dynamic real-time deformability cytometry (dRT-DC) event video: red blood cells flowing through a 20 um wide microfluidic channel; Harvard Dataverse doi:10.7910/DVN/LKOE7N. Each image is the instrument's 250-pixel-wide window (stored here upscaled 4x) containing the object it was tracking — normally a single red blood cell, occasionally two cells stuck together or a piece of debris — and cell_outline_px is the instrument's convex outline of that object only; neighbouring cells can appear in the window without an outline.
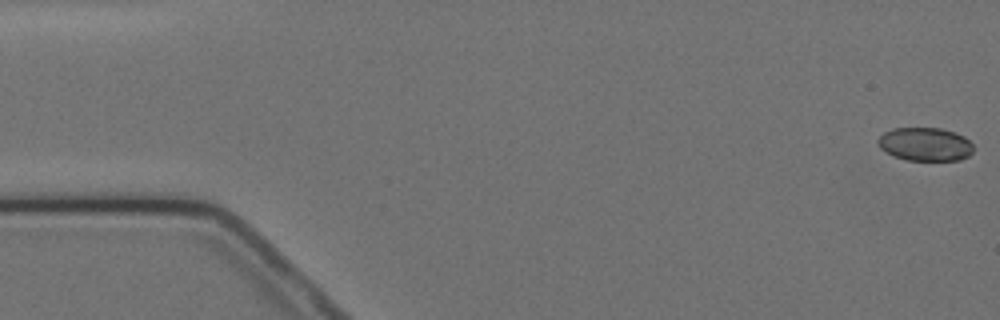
{"species": "Egyptian fruit bat (a non-hibernating species)", "species_latin": "Rousettus aegyptiacus", "temperature_condition": "cold", "stored_images_in_passage": 5, "camera_frame_rate_fps": 3000, "um_per_image_px": 0.085, "animal": {"sex": "female"}, "frame": {"image": 1, "passage_image": 1, "time_ms": 0.0, "image_size_px": [1000, 320], "cell_outline_px": [[972, 152], [968, 156], [960, 160], [904, 160], [892, 156], [880, 148], [876, 140], [884, 132], [892, 128], [940, 128], [964, 136], [972, 144]], "centroid_in_image_um": [78.6, 12.26], "position_along_channel_um": 6.4, "area_um2": 18.61}}
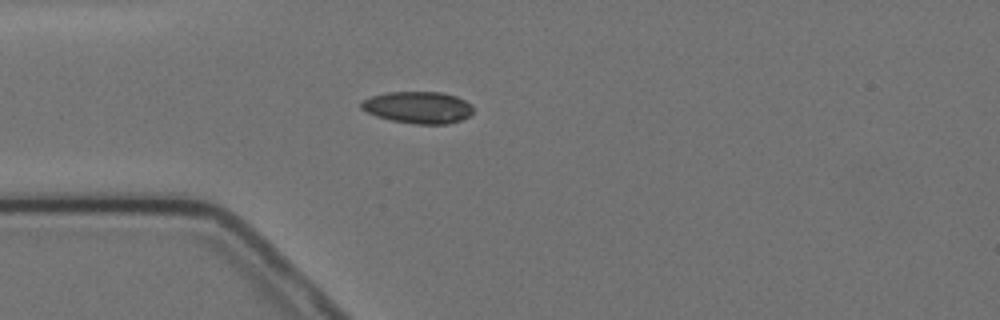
{"frame": {"image": 2, "passage_image": 5, "time_ms": 4.667, "image_size_px": [1000, 320], "cell_outline_px": [[472, 112], [468, 116], [460, 120], [448, 124], [416, 124], [392, 120], [376, 116], [360, 108], [360, 100], [372, 96], [388, 92], [440, 92], [456, 96], [472, 104]], "centroid_in_image_um": [35.52, 9.12], "position_along_channel_um": 49.5, "area_um2": 20.75}}